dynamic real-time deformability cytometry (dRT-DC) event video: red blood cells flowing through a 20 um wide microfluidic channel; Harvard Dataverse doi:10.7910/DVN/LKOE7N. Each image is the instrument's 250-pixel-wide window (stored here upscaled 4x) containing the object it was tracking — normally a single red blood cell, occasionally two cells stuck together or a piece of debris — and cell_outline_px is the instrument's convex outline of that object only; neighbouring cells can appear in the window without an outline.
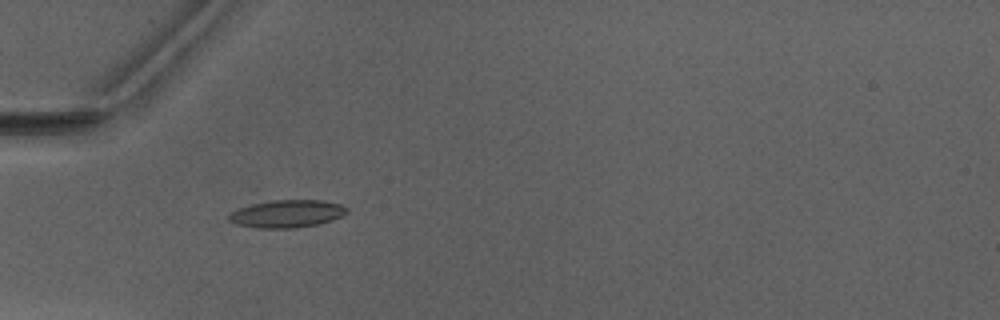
{"species": "Egyptian fruit bat (a non-hibernating species)", "species_latin": "Rousettus aegyptiacus", "temperature_condition": "warm", "stored_images_in_passage": 5, "camera_frame_rate_fps": 3000, "um_per_image_px": 0.085, "animal": {"sex": "male"}, "frame": {"image": 1, "passage_image": 4, "time_ms": 4.667, "image_size_px": [1000, 320], "cell_outline_px": [[348, 212], [340, 216], [316, 224], [292, 228], [260, 228], [236, 224], [228, 220], [228, 216], [232, 212], [240, 208], [252, 204], [272, 200], [324, 200], [340, 204], [348, 208]], "centroid_in_image_um": [24.38, 18.16], "position_along_channel_um": 60.6, "area_um2": 18.67}}